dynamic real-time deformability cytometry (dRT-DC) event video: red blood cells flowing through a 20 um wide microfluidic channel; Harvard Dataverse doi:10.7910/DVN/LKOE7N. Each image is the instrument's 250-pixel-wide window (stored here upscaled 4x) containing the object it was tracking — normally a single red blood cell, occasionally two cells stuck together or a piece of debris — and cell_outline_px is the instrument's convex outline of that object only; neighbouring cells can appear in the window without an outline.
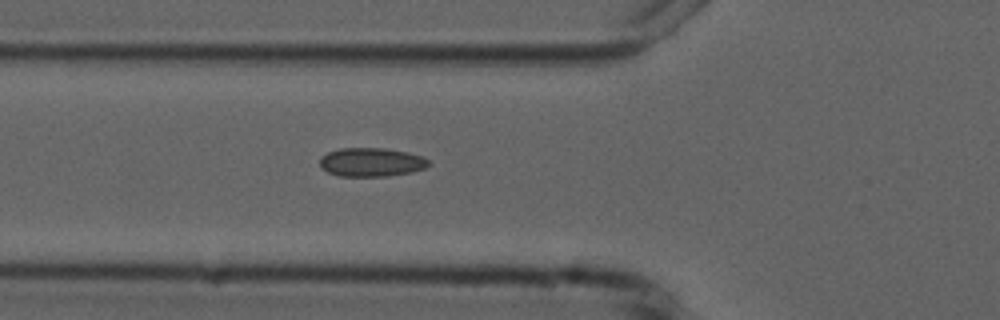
{"species": "common noctule bat (a hibernating species)", "species_latin": "Nyctalus noctula", "temperature_condition": "cold", "stored_images_in_passage": 5, "camera_frame_rate_fps": 3000, "um_per_image_px": 0.085, "animal": {"sex": "male", "forearm_length_mm": 52.5}, "frame": {"image": 1, "passage_image": 5, "time_ms": 5.667, "image_size_px": [1000, 320], "cell_outline_px": [[432, 164], [424, 168], [412, 172], [388, 176], [340, 176], [328, 172], [320, 168], [320, 156], [328, 152], [340, 148], [384, 148], [408, 152], [424, 156]], "centroid_in_image_um": [31.57, 13.78], "position_along_channel_um": 94.2, "area_um2": 18.44}}